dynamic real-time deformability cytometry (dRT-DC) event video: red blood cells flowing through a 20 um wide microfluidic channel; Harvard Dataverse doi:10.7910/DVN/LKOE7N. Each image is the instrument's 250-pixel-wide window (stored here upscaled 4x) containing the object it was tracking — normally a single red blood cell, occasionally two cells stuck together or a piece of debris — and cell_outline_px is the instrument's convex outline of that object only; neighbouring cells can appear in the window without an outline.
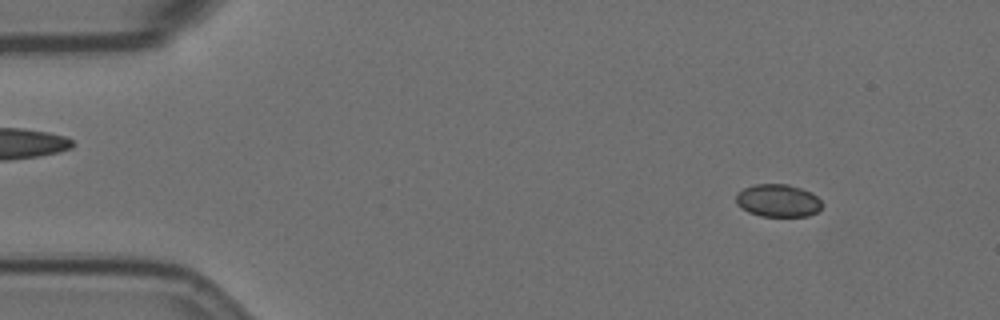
{"species": "Egyptian fruit bat (a non-hibernating species)", "species_latin": "Rousettus aegyptiacus", "temperature_condition": "room temperature", "stored_images_in_passage": 57, "camera_frame_rate_fps": 3000, "um_per_image_px": 0.085, "animal": {"sex": "female"}, "frame": {"image": 1, "passage_image": 6, "time_ms": 1.667, "image_size_px": [1000, 320], "cell_outline_px": [[824, 204], [816, 212], [808, 216], [760, 216], [748, 212], [736, 204], [736, 196], [744, 188], [756, 184], [788, 184], [812, 192]], "centroid_in_image_um": [66.14, 17.05], "position_along_channel_um": 18.9, "area_um2": 16.36}}
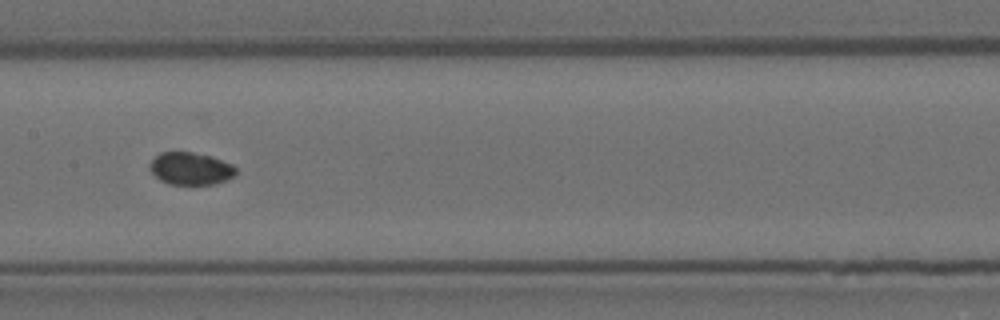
{"frame": {"image": 2, "passage_image": 28, "time_ms": 9.0, "image_size_px": [1000, 320], "cell_outline_px": [[236, 172], [232, 176], [224, 180], [212, 184], [168, 184], [160, 180], [152, 172], [152, 160], [160, 152], [192, 152], [212, 156], [232, 164], [236, 168]], "centroid_in_image_um": [16.22, 14.32], "position_along_channel_um": 191.2, "area_um2": 15.95}}
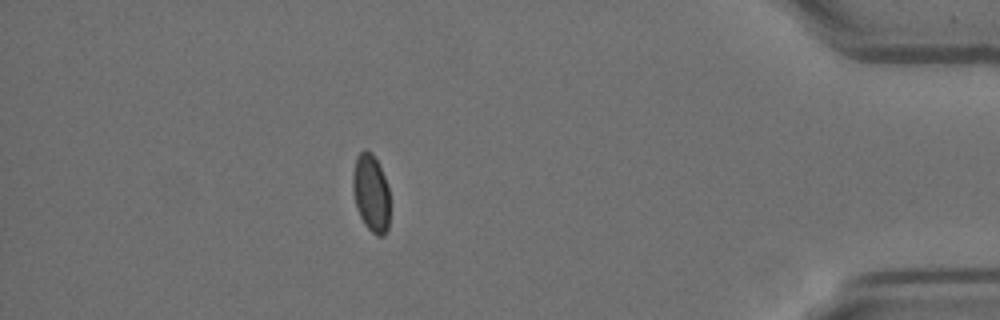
{"frame": {"image": 3, "passage_image": 50, "time_ms": 16.333, "image_size_px": [1000, 320], "cell_outline_px": [[388, 228], [384, 236], [376, 236], [364, 224], [356, 208], [352, 192], [352, 172], [356, 156], [360, 152], [372, 152], [384, 176], [388, 188]], "centroid_in_image_um": [31.5, 16.43], "position_along_channel_um": 403.7, "area_um2": 16.7}, "authors_computed_cell_mechanics": {"area_um2": 16.8198, "velocity_mm_per_s": 3.5405, "shape_relaxation_time_tau1_ms": null, "shape_relaxation_time_tau2_ms": 1.3918, "deformation_change_tau1": null, "deformation_change_tau2": 0.0281}}